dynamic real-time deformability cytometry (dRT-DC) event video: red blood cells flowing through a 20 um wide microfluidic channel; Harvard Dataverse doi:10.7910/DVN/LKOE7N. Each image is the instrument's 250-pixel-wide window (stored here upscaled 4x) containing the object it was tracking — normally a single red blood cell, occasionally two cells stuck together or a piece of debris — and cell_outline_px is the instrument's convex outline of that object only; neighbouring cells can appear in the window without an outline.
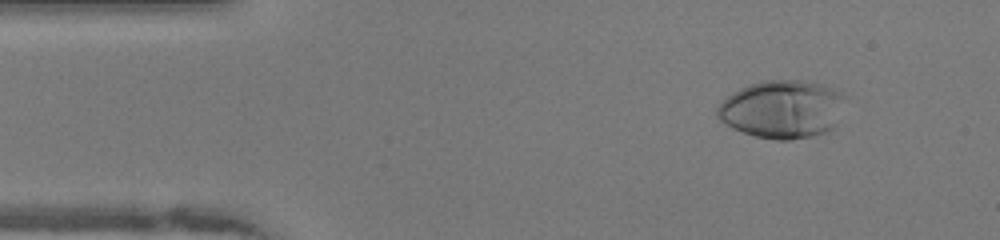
{"species": "human", "species_latin": "Homo sapiens", "temperature_condition": "warm", "stored_images_in_passage": 48, "camera_frame_rate_fps": 3000, "um_per_image_px": 0.085, "donor": {"sex": "female"}, "frame": {"image": 1, "passage_image": 4, "time_ms": 1.0, "image_size_px": [1000, 240], "cell_outline_px": [[848, 96], [836, 124], [828, 132], [812, 136], [788, 140], [776, 140], [756, 136], [732, 128], [720, 120], [716, 116], [716, 108], [732, 92], [748, 84], [764, 80], [808, 80], [836, 88]], "centroid_in_image_um": [66.54, 9.26], "position_along_channel_um": 18.5, "area_um2": 43.87}}
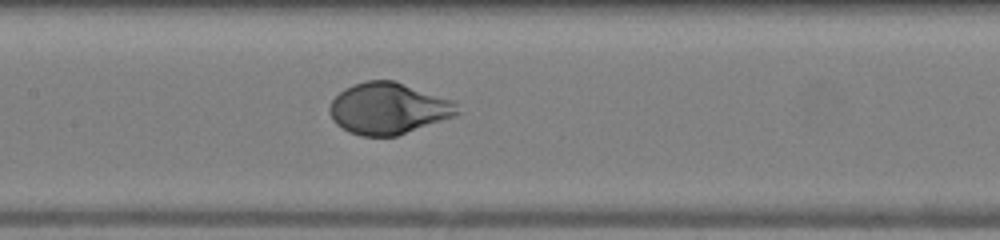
{"frame": {"image": 2, "passage_image": 21, "time_ms": 6.667, "image_size_px": [1000, 240], "cell_outline_px": [[460, 112], [456, 116], [396, 136], [360, 136], [348, 132], [336, 124], [332, 120], [328, 112], [328, 108], [332, 100], [344, 88], [364, 80], [392, 80], [452, 100], [456, 104]], "centroid_in_image_um": [32.97, 9.23], "position_along_channel_um": 174.4, "area_um2": 38.32}}
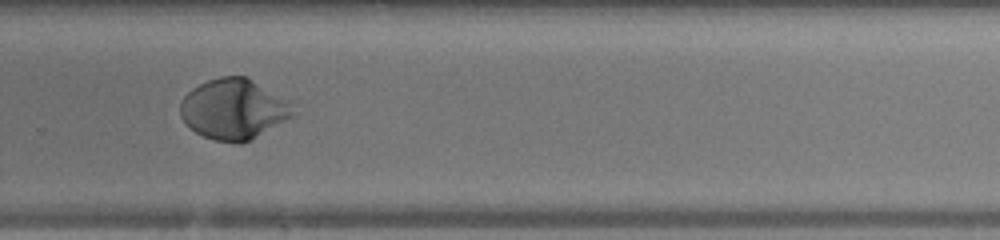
{"frame": {"image": 3, "passage_image": 31, "time_ms": 10.0, "image_size_px": [1000, 240], "cell_outline_px": [[296, 112], [292, 116], [256, 136], [240, 144], [216, 140], [204, 136], [188, 128], [184, 124], [180, 116], [180, 104], [184, 96], [192, 88], [208, 80], [220, 76], [244, 76]], "centroid_in_image_um": [19.69, 9.31], "position_along_channel_um": 310.1, "area_um2": 38.03}, "authors_computed_cell_mechanics": {"area_um2": 38.8994, "velocity_mm_per_s": 4.0905, "shape_relaxation_time_tau1_ms": 3.0465, "shape_relaxation_time_tau2_ms": null, "deformation_change_tau1": 0.2157, "deformation_change_tau2": null}}